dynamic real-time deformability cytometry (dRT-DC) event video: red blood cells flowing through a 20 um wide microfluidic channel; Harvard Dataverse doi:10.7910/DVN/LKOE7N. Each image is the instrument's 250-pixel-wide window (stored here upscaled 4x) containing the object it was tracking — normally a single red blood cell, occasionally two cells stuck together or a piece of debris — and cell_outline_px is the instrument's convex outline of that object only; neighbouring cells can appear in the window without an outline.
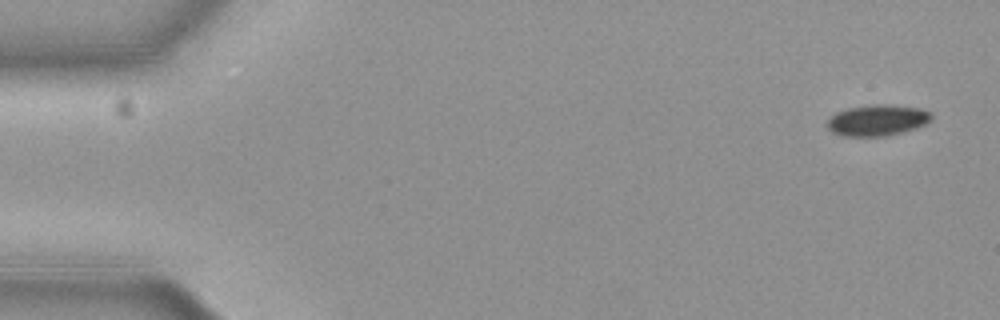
{"species": "common noctule bat (a hibernating species)", "species_latin": "Nyctalus noctula", "temperature_condition": "cold", "stored_images_in_passage": 55, "camera_frame_rate_fps": 3000, "um_per_image_px": 0.085, "animal": {"sex": "female", "body_mass_g": 19.3, "forearm_length_mm": 54.1}, "frame": {"image": 1, "passage_image": 1, "time_ms": 0.0, "image_size_px": [1000, 320], "cell_outline_px": [[932, 120], [916, 128], [884, 136], [844, 136], [832, 132], [828, 128], [828, 120], [836, 112], [848, 108], [872, 104], [888, 104], [920, 108], [932, 112]], "centroid_in_image_um": [74.6, 10.21], "position_along_channel_um": 10.4, "area_um2": 18.84}}
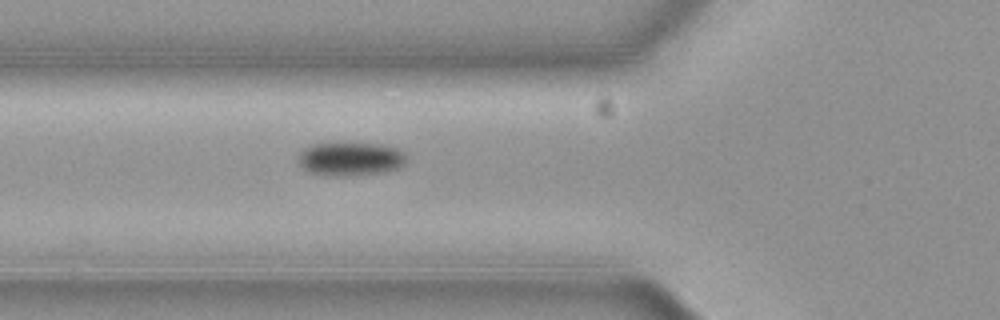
{"frame": {"image": 2, "passage_image": 19, "time_ms": 6.0, "image_size_px": [1000, 320], "cell_outline_px": [[408, 160], [400, 168], [388, 172], [352, 176], [324, 176], [308, 172], [296, 160], [296, 156], [304, 148], [312, 144], [380, 144], [396, 148], [404, 152]], "centroid_in_image_um": [29.79, 13.54], "position_along_channel_um": 96.0, "area_um2": 21.56}}
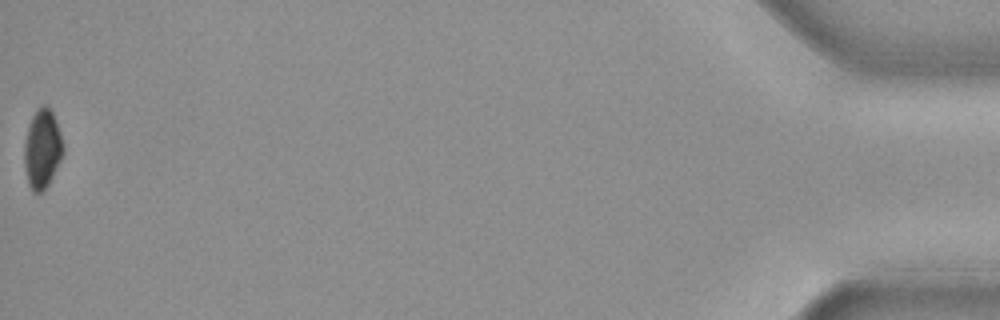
{"frame": {"image": 3, "passage_image": 55, "time_ms": 18.0, "image_size_px": [1000, 320], "cell_outline_px": [[64, 152], [48, 184], [40, 192], [32, 192], [28, 184], [24, 164], [24, 140], [28, 124], [36, 108], [40, 104], [44, 104], [52, 112], [56, 120], [64, 144]], "centroid_in_image_um": [3.58, 12.61], "position_along_channel_um": 431.6, "area_um2": 18.03}, "authors_computed_cell_mechanics": {"area_um2": 19.8832, "velocity_mm_per_s": 3.6864, "shape_relaxation_time_tau1_ms": 1.6715, "shape_relaxation_time_tau2_ms": null, "deformation_change_tau1": 0.0467, "deformation_change_tau2": null}}